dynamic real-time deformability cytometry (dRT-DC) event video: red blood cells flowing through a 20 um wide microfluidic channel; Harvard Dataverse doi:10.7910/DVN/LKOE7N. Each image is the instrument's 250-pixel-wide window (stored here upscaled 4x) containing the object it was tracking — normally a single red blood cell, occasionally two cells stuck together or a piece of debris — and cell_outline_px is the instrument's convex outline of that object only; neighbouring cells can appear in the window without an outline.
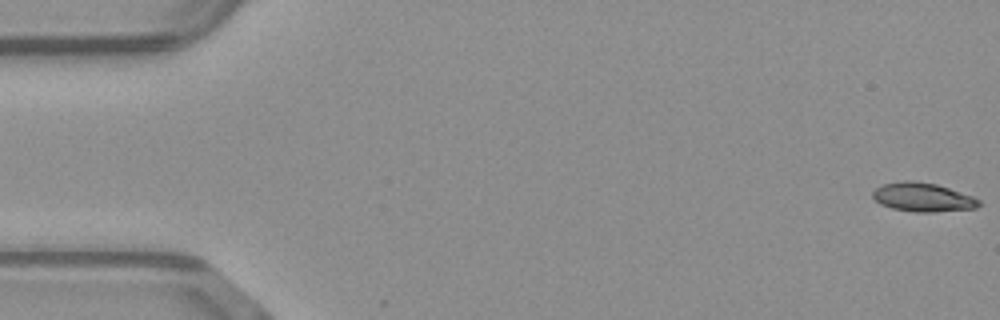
{"species": "common noctule bat (a hibernating species)", "species_latin": "Nyctalus noctula", "temperature_condition": "warm", "stored_images_in_passage": 48, "camera_frame_rate_fps": 3000, "um_per_image_px": 0.085, "animal": {"sex": "male", "body_mass_g": 23.1, "forearm_length_mm": 52.7}, "frame": {"image": 1, "passage_image": 1, "time_ms": 0.0, "image_size_px": [1000, 320], "cell_outline_px": [[984, 204], [976, 208], [932, 212], [916, 212], [892, 208], [880, 204], [872, 196], [872, 192], [876, 188], [884, 184], [904, 180], [912, 180], [936, 184], [972, 196], [980, 200]], "centroid_in_image_um": [78.45, 16.77], "position_along_channel_um": 6.5, "area_um2": 17.8}}
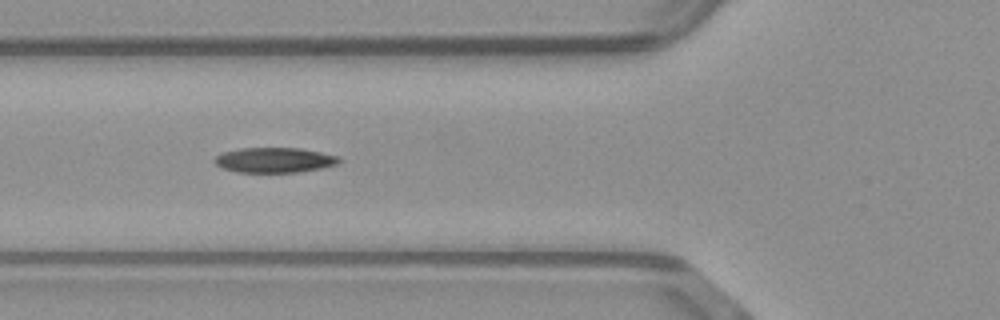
{"frame": {"image": 2, "passage_image": 19, "time_ms": 6.0, "image_size_px": [1000, 320], "cell_outline_px": [[340, 160], [336, 164], [324, 168], [300, 172], [236, 172], [224, 168], [216, 164], [212, 160], [220, 152], [240, 148], [300, 148], [340, 156]], "centroid_in_image_um": [23.32, 13.6], "position_along_channel_um": 102.5, "area_um2": 18.32}}
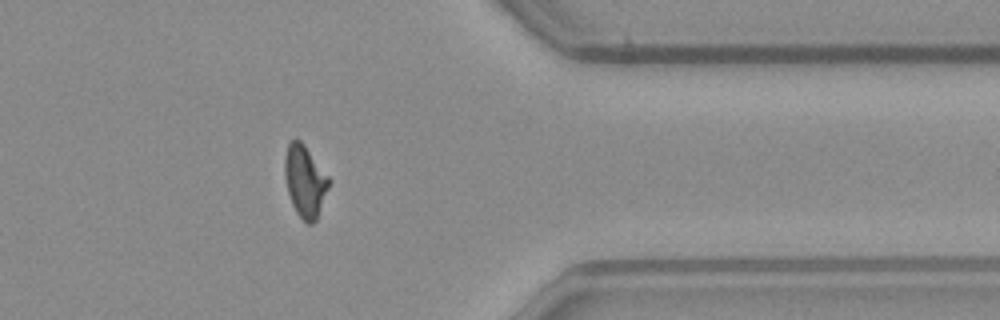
{"frame": {"image": 3, "passage_image": 41, "time_ms": 13.333, "image_size_px": [1000, 320], "cell_outline_px": [[332, 180], [316, 220], [312, 224], [308, 224], [296, 212], [292, 204], [288, 192], [284, 176], [284, 156], [288, 144], [296, 136], [304, 144]], "centroid_in_image_um": [25.92, 15.37], "position_along_channel_um": 385.5, "area_um2": 18.67}}